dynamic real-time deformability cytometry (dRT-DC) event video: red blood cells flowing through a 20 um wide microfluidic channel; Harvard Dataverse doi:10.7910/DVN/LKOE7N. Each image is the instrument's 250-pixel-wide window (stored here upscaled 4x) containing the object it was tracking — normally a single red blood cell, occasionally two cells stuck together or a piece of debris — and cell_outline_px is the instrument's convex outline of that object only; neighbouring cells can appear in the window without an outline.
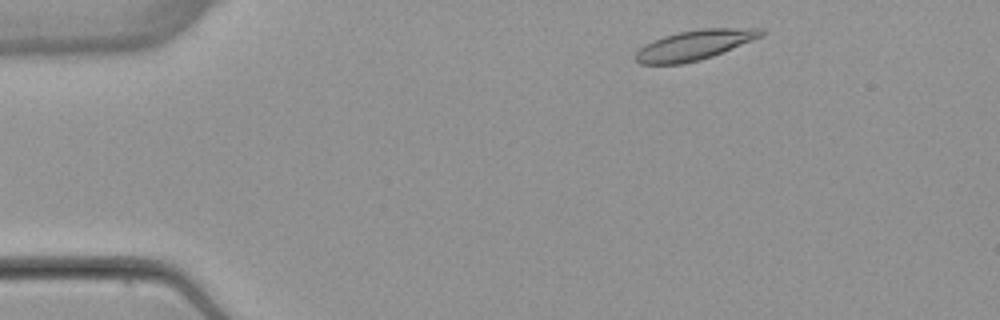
{"species": "common noctule bat (a hibernating species)", "species_latin": "Nyctalus noctula", "temperature_condition": "warm", "stored_images_in_passage": 48, "camera_frame_rate_fps": 3000, "um_per_image_px": 0.085, "animal": {"sex": "female", "body_mass_g": 22.7, "forearm_length_mm": 54.2}, "frame": {"image": 1, "passage_image": 3, "time_ms": 0.667, "image_size_px": [1000, 320], "cell_outline_px": [[764, 36], [712, 56], [700, 60], [680, 64], [640, 64], [636, 60], [636, 52], [644, 44], [652, 40], [664, 36], [680, 32], [700, 28], [764, 28]], "centroid_in_image_um": [59.05, 3.82], "position_along_channel_um": 25.9, "area_um2": 21.85}}
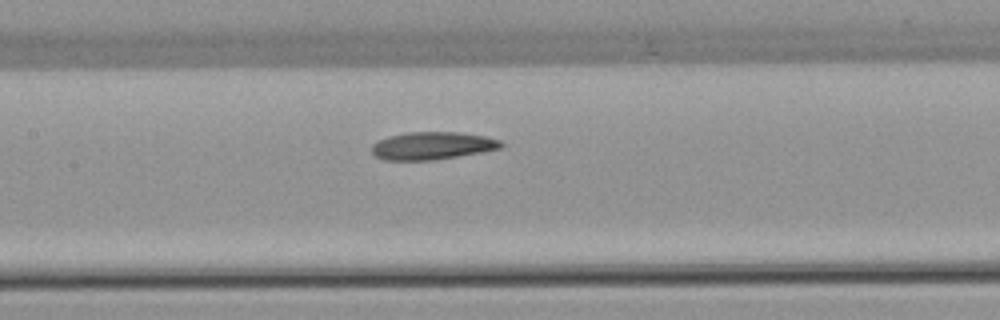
{"frame": {"image": 2, "passage_image": 20, "time_ms": 6.333, "image_size_px": [1000, 320], "cell_outline_px": [[504, 144], [500, 148], [480, 152], [432, 160], [384, 160], [376, 156], [372, 152], [372, 144], [388, 136], [408, 132], [456, 132], [484, 136], [500, 140]], "centroid_in_image_um": [36.72, 12.38], "position_along_channel_um": 170.7, "area_um2": 20.58}}
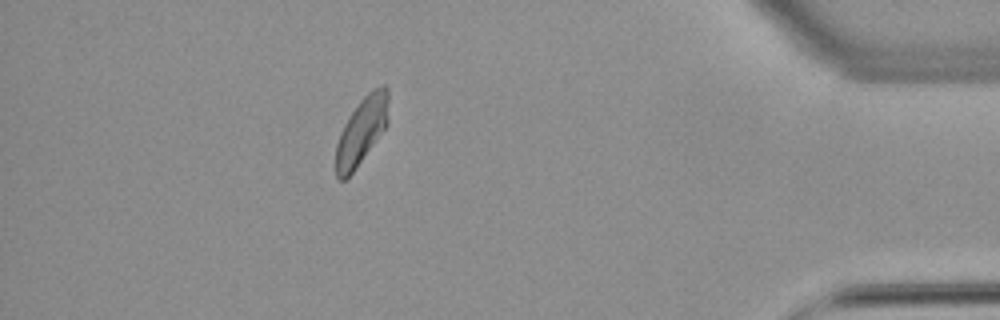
{"frame": {"image": 3, "passage_image": 42, "time_ms": 13.667, "image_size_px": [1000, 320], "cell_outline_px": [[388, 124], [356, 168], [344, 180], [340, 180], [336, 176], [336, 144], [340, 132], [344, 124], [360, 100], [372, 88], [380, 84], [384, 84], [388, 88]], "centroid_in_image_um": [30.75, 11.08], "position_along_channel_um": 404.5, "area_um2": 20.52}, "authors_computed_cell_mechanics": {"area_um2": 20.9525, "velocity_mm_per_s": 3.831, "shape_relaxation_time_tau1_ms": 10.8345, "shape_relaxation_time_tau2_ms": 4.017, "deformation_change_tau1": 0.2003, "deformation_change_tau2": 0.104}}